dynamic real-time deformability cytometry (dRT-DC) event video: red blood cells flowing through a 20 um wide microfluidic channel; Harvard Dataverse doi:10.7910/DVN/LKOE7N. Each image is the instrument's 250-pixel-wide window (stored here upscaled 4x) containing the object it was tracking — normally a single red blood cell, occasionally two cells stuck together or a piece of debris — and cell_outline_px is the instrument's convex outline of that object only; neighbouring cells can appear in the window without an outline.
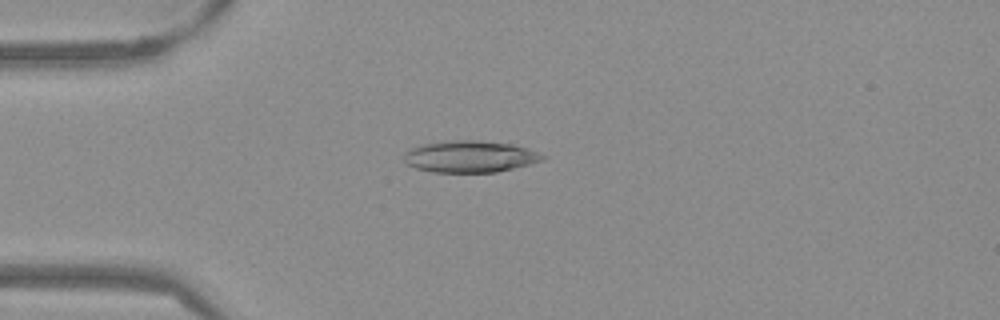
{"species": "Egyptian fruit bat (a non-hibernating species)", "species_latin": "Rousettus aegyptiacus", "temperature_condition": "warm", "stored_images_in_passage": 40, "camera_frame_rate_fps": 3000, "um_per_image_px": 0.085, "frame": {"image": 1, "passage_image": 1, "time_ms": 0.0, "image_size_px": [1000, 320], "cell_outline_px": [[548, 156], [544, 160], [496, 172], [432, 172], [416, 168], [408, 164], [404, 160], [404, 152], [408, 148], [424, 144], [452, 140], [476, 140], [512, 144], [528, 148]], "centroid_in_image_um": [39.95, 13.3], "position_along_channel_um": 45.1, "area_um2": 25.61}}
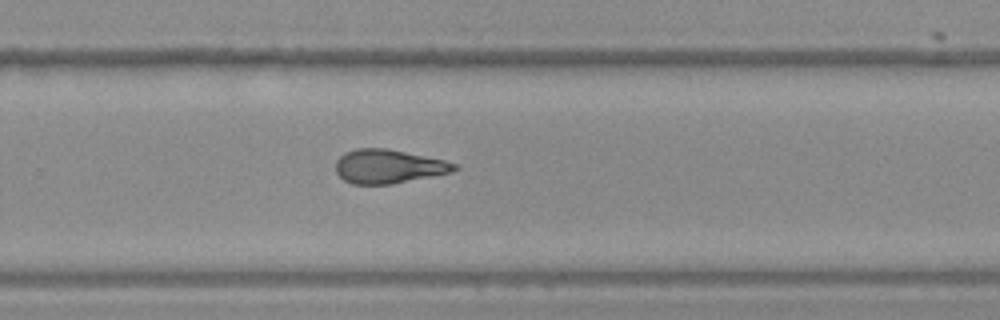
{"frame": {"image": 2, "passage_image": 22, "time_ms": 7.0, "image_size_px": [1000, 320], "cell_outline_px": [[460, 168], [452, 172], [392, 184], [352, 184], [344, 180], [336, 172], [336, 160], [344, 152], [356, 148], [388, 148], [444, 160], [456, 164]], "centroid_in_image_um": [33.01, 14.14], "position_along_channel_um": 296.8, "area_um2": 23.47}}
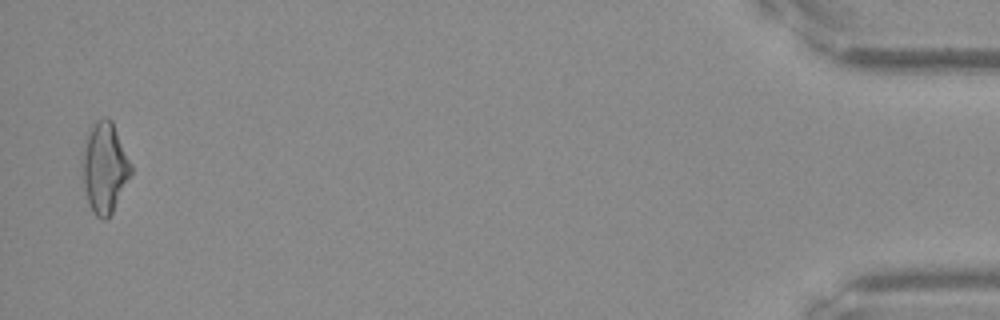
{"frame": {"image": 3, "passage_image": 39, "time_ms": 12.667, "image_size_px": [1000, 320], "cell_outline_px": [[132, 172], [112, 212], [104, 220], [96, 216], [92, 212], [88, 204], [84, 188], [80, 160], [88, 132], [92, 124], [96, 120], [104, 116], [108, 116], [112, 120], [132, 164]], "centroid_in_image_um": [8.87, 14.21], "position_along_channel_um": 426.3, "area_um2": 25.95}, "authors_computed_cell_mechanics": {"area_um2": 23.6691, "velocity_mm_per_s": 3.8631, "shape_relaxation_time_tau1_ms": null, "shape_relaxation_time_tau2_ms": 2.4197, "deformation_change_tau1": null, "deformation_change_tau2": 0.1182}}